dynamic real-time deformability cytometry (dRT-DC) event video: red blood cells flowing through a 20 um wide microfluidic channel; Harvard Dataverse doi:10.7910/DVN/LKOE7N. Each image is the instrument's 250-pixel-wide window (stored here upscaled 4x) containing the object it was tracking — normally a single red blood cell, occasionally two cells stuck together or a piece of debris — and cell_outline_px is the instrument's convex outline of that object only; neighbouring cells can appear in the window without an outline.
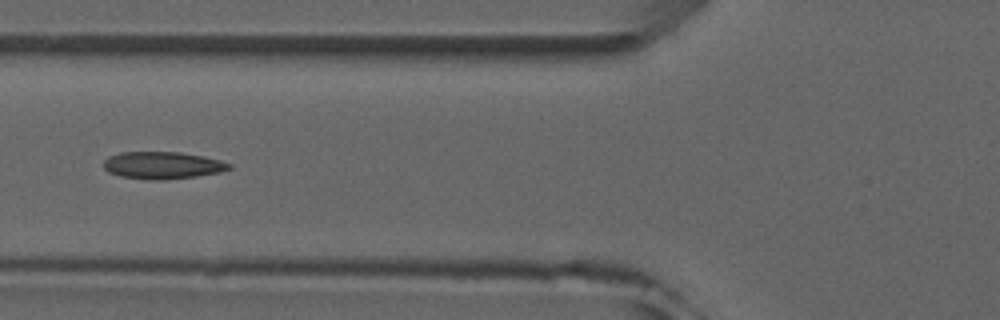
{"species": "common noctule bat (a hibernating species)", "species_latin": "Nyctalus noctula", "temperature_condition": "room temperature", "stored_images_in_passage": 6, "camera_frame_rate_fps": 3000, "um_per_image_px": 0.085, "animal": {"sex": "male", "forearm_length_mm": 52.5}, "frame": {"image": 1, "passage_image": 6, "time_ms": 5.667, "image_size_px": [1000, 320], "cell_outline_px": [[232, 168], [220, 172], [196, 176], [164, 180], [148, 180], [120, 176], [108, 172], [104, 168], [104, 160], [108, 156], [120, 152], [180, 152], [204, 156], [220, 160], [232, 164]], "centroid_in_image_um": [13.81, 14.05], "position_along_channel_um": 112.0, "area_um2": 20.06}}